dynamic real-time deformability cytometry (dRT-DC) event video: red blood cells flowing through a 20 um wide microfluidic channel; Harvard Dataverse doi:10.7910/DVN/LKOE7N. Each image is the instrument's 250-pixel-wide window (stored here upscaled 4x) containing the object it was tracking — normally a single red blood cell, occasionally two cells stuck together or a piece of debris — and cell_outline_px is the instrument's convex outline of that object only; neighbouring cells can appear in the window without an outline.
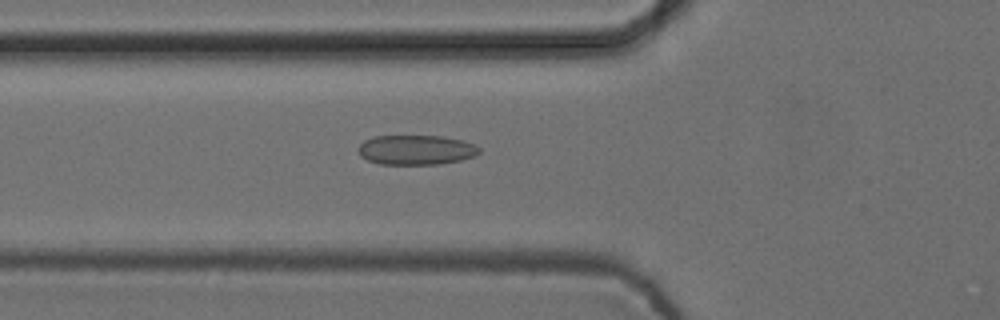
{"species": "common noctule bat (a hibernating species)", "species_latin": "Nyctalus noctula", "temperature_condition": "cold", "stored_images_in_passage": 55, "camera_frame_rate_fps": 3000, "um_per_image_px": 0.085, "animal": {"sex": "female", "body_mass_g": 24.6, "forearm_length_mm": 56.2}, "frame": {"image": 1, "passage_image": 20, "time_ms": 6.333, "image_size_px": [1000, 320], "cell_outline_px": [[480, 152], [476, 156], [460, 160], [436, 164], [380, 164], [368, 160], [360, 156], [356, 148], [364, 140], [372, 136], [444, 136], [464, 140], [480, 148]], "centroid_in_image_um": [35.34, 12.73], "position_along_channel_um": 90.5, "area_um2": 21.1}}
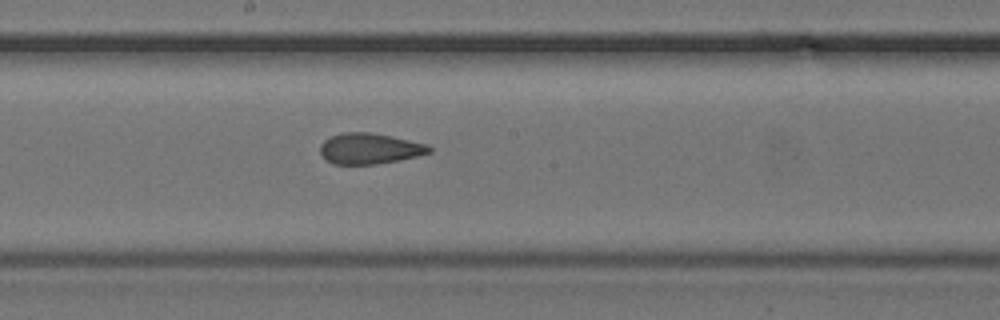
{"frame": {"image": 2, "passage_image": 30, "time_ms": 9.667, "image_size_px": [1000, 320], "cell_outline_px": [[432, 152], [416, 156], [376, 164], [332, 164], [320, 152], [320, 144], [328, 136], [344, 132], [372, 132], [392, 136], [428, 144], [432, 148]], "centroid_in_image_um": [31.41, 12.61], "position_along_channel_um": 216.8, "area_um2": 19.59}}
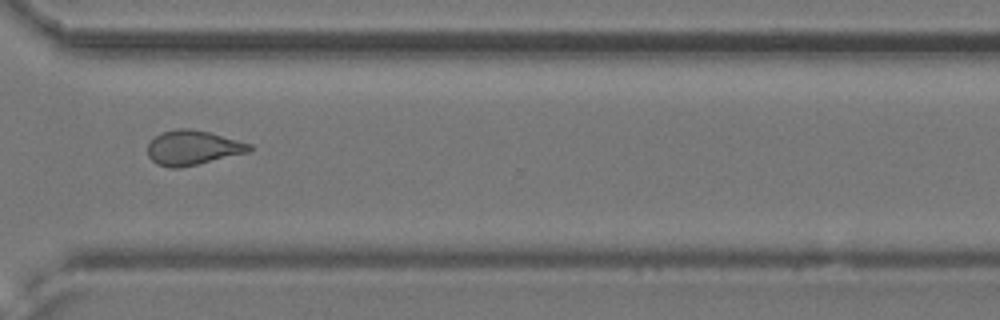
{"frame": {"image": 3, "passage_image": 41, "time_ms": 13.333, "image_size_px": [1000, 320], "cell_outline_px": [[252, 148], [248, 152], [180, 168], [172, 168], [156, 164], [148, 156], [148, 144], [160, 132], [176, 128], [188, 128], [208, 132], [252, 144]], "centroid_in_image_um": [16.35, 12.55], "position_along_channel_um": 354.2, "area_um2": 20.35}, "authors_computed_cell_mechanics": {"area_um2": 20.6924, "velocity_mm_per_s": 3.7664, "shape_relaxation_time_tau1_ms": null, "shape_relaxation_time_tau2_ms": 1.9128, "deformation_change_tau1": null, "deformation_change_tau2": 0.0975}}